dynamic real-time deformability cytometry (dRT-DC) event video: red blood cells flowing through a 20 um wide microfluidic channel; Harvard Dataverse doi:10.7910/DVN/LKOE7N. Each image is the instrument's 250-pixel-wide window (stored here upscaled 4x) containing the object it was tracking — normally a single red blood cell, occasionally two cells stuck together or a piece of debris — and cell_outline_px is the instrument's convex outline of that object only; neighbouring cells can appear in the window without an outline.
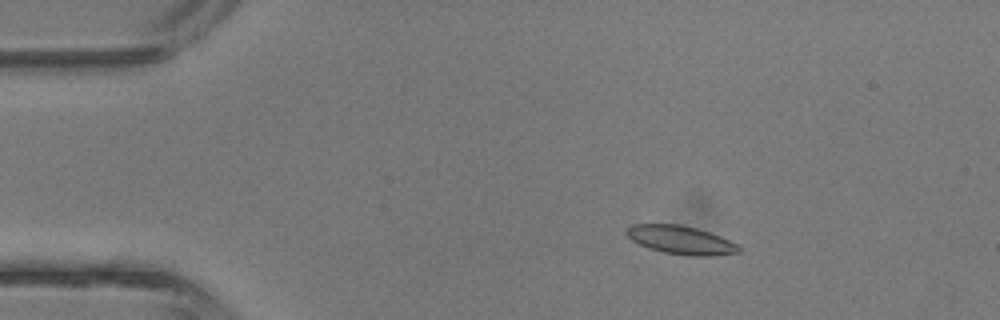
{"species": "common noctule bat (a hibernating species)", "species_latin": "Nyctalus noctula", "temperature_condition": "room temperature", "stored_images_in_passage": 4, "camera_frame_rate_fps": 3000, "um_per_image_px": 0.085, "animal": {"sex": "male", "body_mass_g": 13.3}, "frame": {"image": 1, "passage_image": 1, "time_ms": 0.0, "image_size_px": [1000, 320], "cell_outline_px": [[740, 252], [716, 256], [688, 256], [664, 252], [648, 248], [632, 240], [624, 232], [632, 224], [680, 224], [696, 228], [720, 236], [736, 244], [740, 248]], "centroid_in_image_um": [57.86, 20.4], "position_along_channel_um": 27.1, "area_um2": 18.55}}
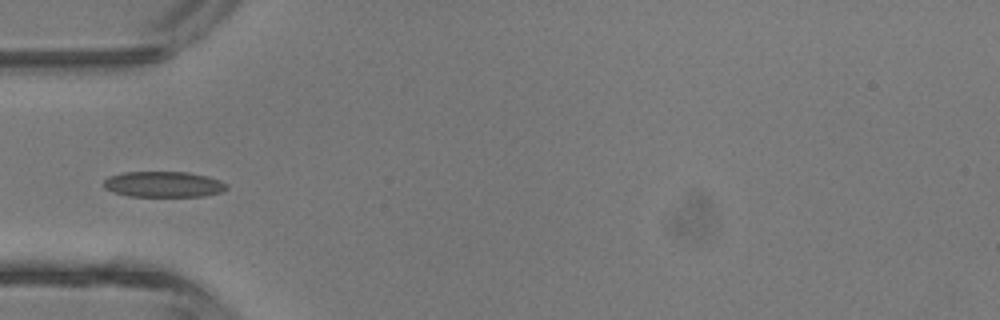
{"frame": {"image": 2, "passage_image": 3, "time_ms": 2.333, "image_size_px": [1000, 320], "cell_outline_px": [[228, 188], [224, 192], [204, 196], [128, 196], [112, 192], [104, 188], [104, 180], [108, 176], [124, 172], [188, 172], [208, 176], [220, 180], [228, 184]], "centroid_in_image_um": [13.93, 15.67], "position_along_channel_um": 71.1, "area_um2": 18.67}}
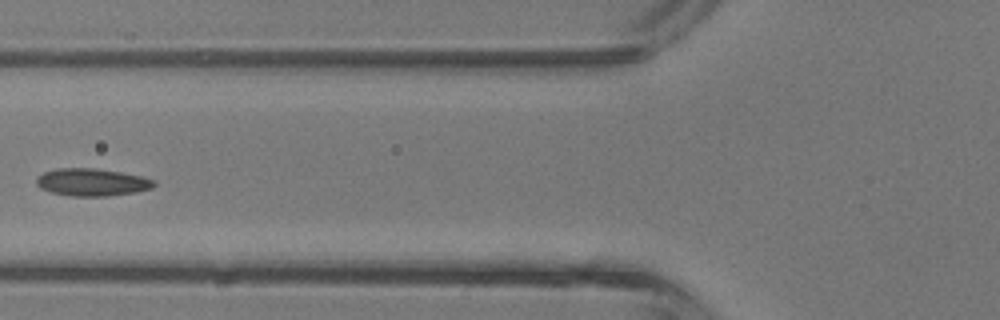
{"frame": {"image": 3, "passage_image": 4, "time_ms": 3.333, "image_size_px": [1000, 320], "cell_outline_px": [[156, 184], [152, 188], [136, 192], [108, 196], [72, 196], [52, 192], [40, 188], [36, 184], [36, 176], [44, 172], [56, 168], [96, 168], [120, 172], [140, 176], [156, 180]], "centroid_in_image_um": [7.81, 15.48], "position_along_channel_um": 118.0, "area_um2": 18.9}}